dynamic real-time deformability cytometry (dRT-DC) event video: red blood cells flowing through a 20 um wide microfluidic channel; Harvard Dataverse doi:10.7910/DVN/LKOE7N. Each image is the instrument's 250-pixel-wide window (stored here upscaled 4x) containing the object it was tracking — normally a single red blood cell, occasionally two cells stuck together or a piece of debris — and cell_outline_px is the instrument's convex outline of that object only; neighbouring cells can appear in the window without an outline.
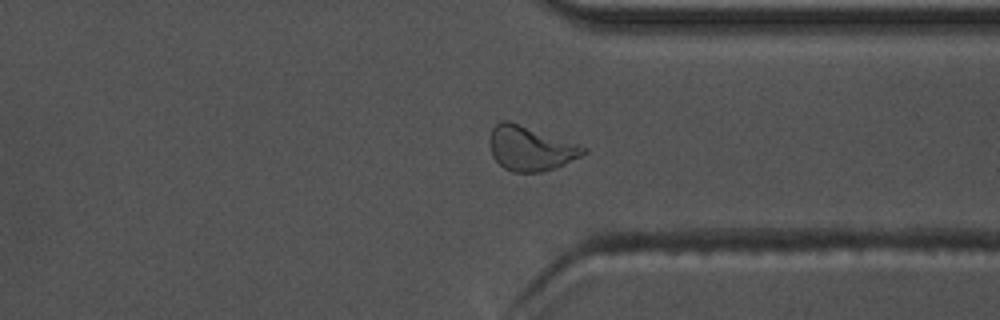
{"species": "common noctule bat (a hibernating species)", "species_latin": "Nyctalus noctula", "temperature_condition": "warm", "stored_images_in_passage": 54, "camera_frame_rate_fps": 3000, "um_per_image_px": 0.085, "animal": {"sex": "male", "body_mass_g": 17.5, "forearm_length_mm": 52.3}, "frame": {"image": 1, "passage_image": 41, "time_ms": 13.333, "image_size_px": [1000, 320], "cell_outline_px": [[588, 152], [556, 168], [540, 172], [512, 172], [504, 168], [492, 156], [488, 140], [492, 128], [500, 120], [508, 120], [580, 144], [588, 148]], "centroid_in_image_um": [45.08, 12.6], "position_along_channel_um": 366.3, "area_um2": 24.51}}
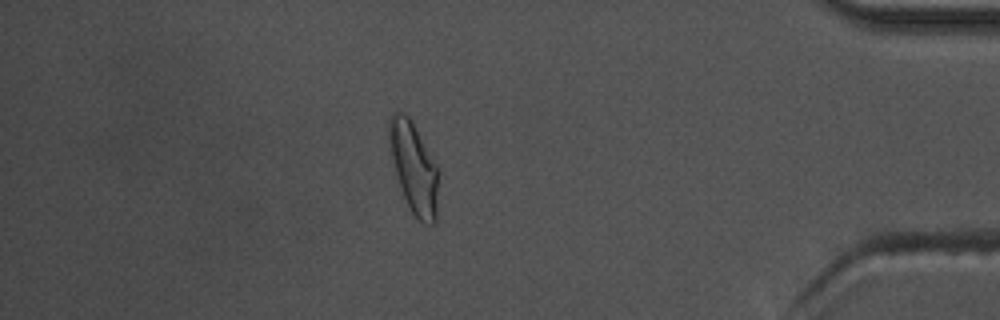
{"frame": {"image": 2, "passage_image": 47, "time_ms": 15.333, "image_size_px": [1000, 320], "cell_outline_px": [[436, 224], [424, 224], [412, 212], [400, 188], [396, 176], [388, 140], [388, 116], [392, 112], [400, 112], [408, 116], [436, 164]], "centroid_in_image_um": [35.12, 14.23], "position_along_channel_um": 400.1, "area_um2": 25.37}, "authors_computed_cell_mechanics": {"area_um2": 22.9177, "velocity_mm_per_s": 3.7391, "shape_relaxation_time_tau1_ms": 9.3384, "shape_relaxation_time_tau2_ms": 2.6158, "deformation_change_tau1": 0.2449, "deformation_change_tau2": 0.094}}